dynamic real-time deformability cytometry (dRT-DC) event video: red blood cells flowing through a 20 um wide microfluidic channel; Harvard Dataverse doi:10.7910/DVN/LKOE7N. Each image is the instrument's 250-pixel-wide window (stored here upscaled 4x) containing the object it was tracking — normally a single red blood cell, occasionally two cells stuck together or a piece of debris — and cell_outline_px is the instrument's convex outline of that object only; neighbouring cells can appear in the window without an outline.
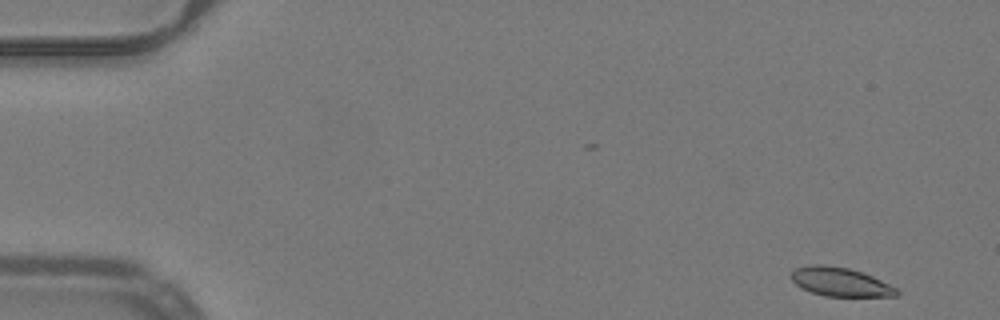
{"species": "common noctule bat (a hibernating species)", "species_latin": "Nyctalus noctula", "temperature_condition": "warm", "stored_images_in_passage": 50, "camera_frame_rate_fps": 3000, "um_per_image_px": 0.085, "animal": {"sex": "male", "body_mass_g": 19.2, "forearm_length_mm": 51.8}, "frame": {"image": 1, "passage_image": 1, "time_ms": 0.0, "image_size_px": [1000, 320], "cell_outline_px": [[900, 292], [896, 296], [824, 296], [800, 288], [788, 276], [796, 268], [812, 264], [824, 264], [848, 268], [872, 276], [896, 288]], "centroid_in_image_um": [71.38, 23.96], "position_along_channel_um": 13.6, "area_um2": 17.63}}
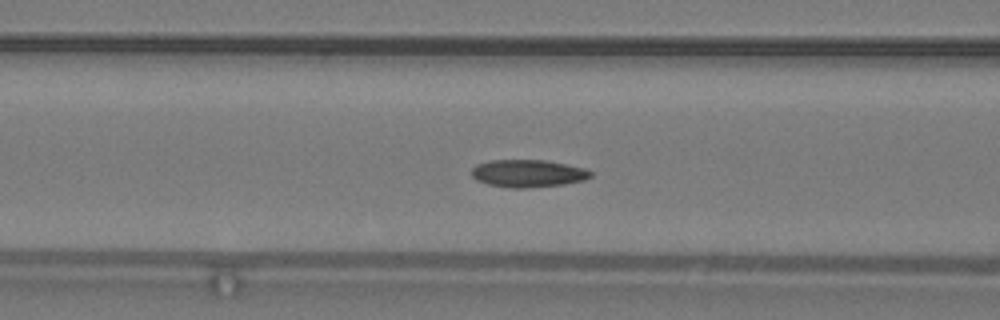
{"frame": {"image": 2, "passage_image": 19, "time_ms": 6.0, "image_size_px": [1000, 320], "cell_outline_px": [[592, 176], [584, 180], [564, 184], [528, 188], [508, 188], [488, 184], [476, 180], [472, 176], [472, 168], [476, 164], [492, 160], [544, 160], [584, 168], [592, 172]], "centroid_in_image_um": [44.86, 14.75], "position_along_channel_um": 121.7, "area_um2": 19.07}}
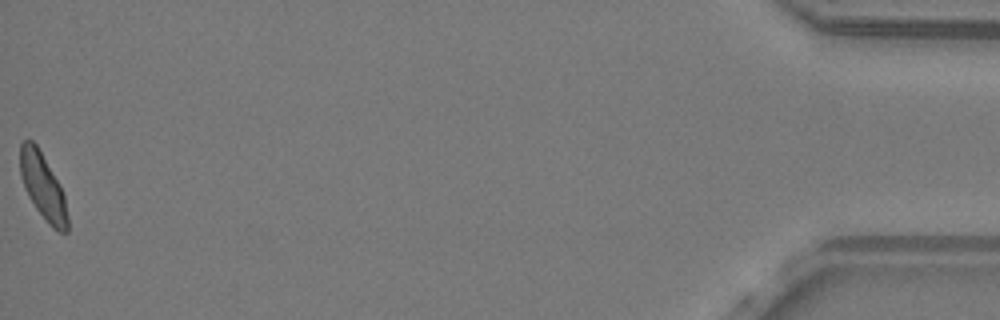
{"frame": {"image": 3, "passage_image": 50, "time_ms": 16.333, "image_size_px": [1000, 320], "cell_outline_px": [[68, 232], [60, 232], [52, 228], [48, 224], [36, 208], [28, 196], [20, 176], [20, 144], [24, 140], [32, 140], [36, 144], [56, 180], [64, 196], [68, 216]], "centroid_in_image_um": [3.63, 15.88], "position_along_channel_um": 431.6, "area_um2": 17.86}, "authors_computed_cell_mechanics": {"area_um2": 18.5827, "velocity_mm_per_s": 3.967, "shape_relaxation_time_tau1_ms": 3.1594, "shape_relaxation_time_tau2_ms": 2.9782, "deformation_change_tau1": 0.1145, "deformation_change_tau2": 0.085}}